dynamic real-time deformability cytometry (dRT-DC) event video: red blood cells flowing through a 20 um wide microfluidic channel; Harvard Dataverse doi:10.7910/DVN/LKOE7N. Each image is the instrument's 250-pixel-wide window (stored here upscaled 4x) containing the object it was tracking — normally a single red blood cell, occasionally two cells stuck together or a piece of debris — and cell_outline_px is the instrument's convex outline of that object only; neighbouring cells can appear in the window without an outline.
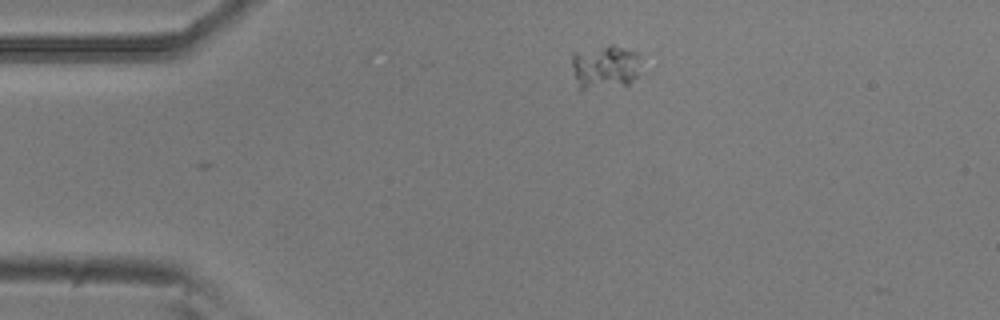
{"species": "common noctule bat (a hibernating species)", "species_latin": "Nyctalus noctula", "temperature_condition": "room temperature", "stored_images_in_passage": 5, "segment_of_instrument_passage": [2, 2], "camera_frame_rate_fps": 3000, "um_per_image_px": 0.085, "animal": {"sex": "male", "body_mass_g": 20.5, "forearm_length_mm": 52.5}, "frame": {"image": 1, "passage_image": 5, "time_ms": 1.333, "image_size_px": [1000, 320], "cell_outline_px": [[648, 72], [628, 84], [580, 92], [572, 68], [572, 52], [612, 44], [640, 52]], "centroid_in_image_um": [51.58, 5.7], "position_along_channel_um": 33.4, "area_um2": 19.25}}